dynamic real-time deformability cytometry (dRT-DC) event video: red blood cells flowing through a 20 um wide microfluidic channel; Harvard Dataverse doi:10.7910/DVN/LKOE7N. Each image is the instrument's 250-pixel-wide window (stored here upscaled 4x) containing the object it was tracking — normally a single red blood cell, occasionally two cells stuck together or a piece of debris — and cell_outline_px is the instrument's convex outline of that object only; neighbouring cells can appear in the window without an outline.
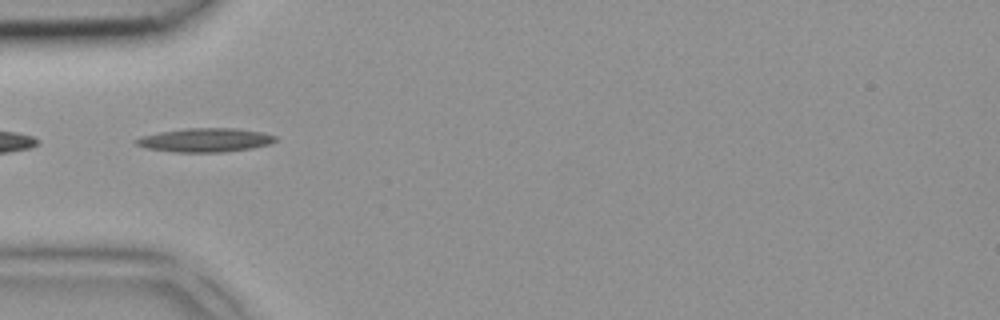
{"species": "common noctule bat (a hibernating species)", "species_latin": "Nyctalus noctula", "temperature_condition": "room temperature", "stored_images_in_passage": 4, "camera_frame_rate_fps": 3000, "um_per_image_px": 0.085, "animal": {"sex": "female", "body_mass_g": 18.4}, "frame": {"image": 1, "passage_image": 2, "time_ms": 0.333, "image_size_px": [1000, 320], "cell_outline_px": [[276, 140], [268, 144], [252, 148], [224, 152], [172, 152], [144, 148], [136, 144], [132, 140], [140, 136], [160, 132], [184, 128], [236, 128], [264, 132], [276, 136]], "centroid_in_image_um": [17.4, 11.9], "position_along_channel_um": 67.6, "area_um2": 19.54}}